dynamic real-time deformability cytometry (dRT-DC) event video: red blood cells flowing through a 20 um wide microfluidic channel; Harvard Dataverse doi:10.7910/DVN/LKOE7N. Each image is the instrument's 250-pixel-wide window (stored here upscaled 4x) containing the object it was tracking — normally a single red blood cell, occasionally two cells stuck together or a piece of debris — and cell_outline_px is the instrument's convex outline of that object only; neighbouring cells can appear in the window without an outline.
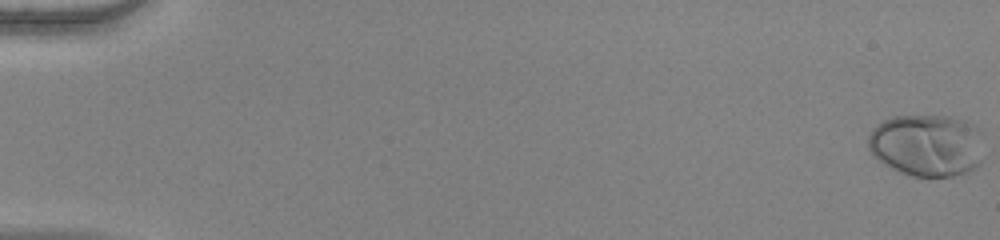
{"species": "human", "species_latin": "Homo sapiens", "temperature_condition": "warm", "stored_images_in_passage": 54, "camera_frame_rate_fps": 3000, "um_per_image_px": 0.085, "donor": {"sex": "female"}, "frame": {"image": 1, "passage_image": 1, "time_ms": 0.0, "image_size_px": [1000, 240], "cell_outline_px": [[984, 160], [980, 164], [964, 172], [952, 176], [908, 176], [884, 164], [872, 156], [868, 148], [868, 136], [876, 124], [884, 120], [896, 116], [948, 116], [964, 120], [980, 128], [984, 156]], "centroid_in_image_um": [78.79, 12.34], "position_along_channel_um": 6.2, "area_um2": 42.43}}
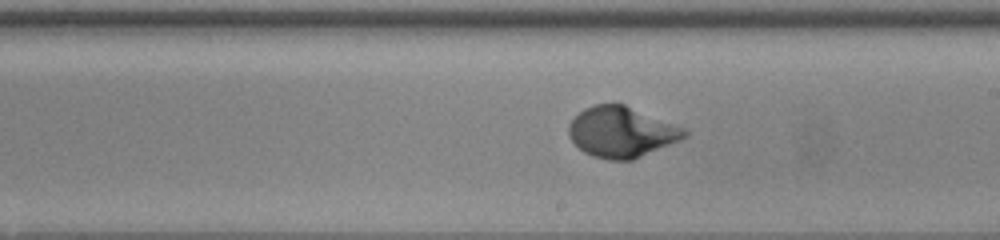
{"frame": {"image": 2, "passage_image": 33, "time_ms": 10.667, "image_size_px": [1000, 240], "cell_outline_px": [[688, 136], [680, 140], [632, 160], [608, 160], [592, 156], [584, 152], [568, 136], [568, 124], [584, 108], [592, 104], [624, 104], [688, 128]], "centroid_in_image_um": [52.86, 11.21], "position_along_channel_um": 236.1, "area_um2": 34.33}}
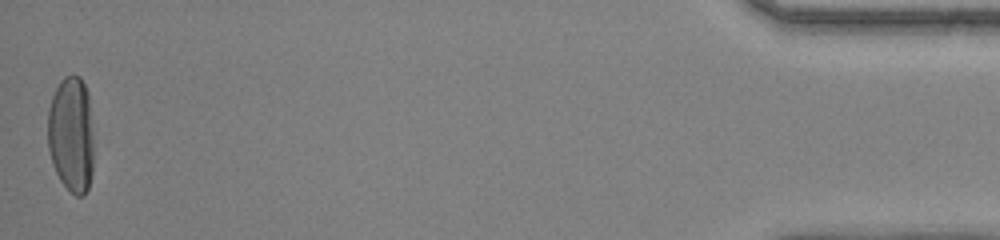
{"frame": {"image": 3, "passage_image": 54, "time_ms": 17.667, "image_size_px": [1000, 240], "cell_outline_px": [[92, 172], [88, 188], [84, 196], [76, 196], [60, 180], [52, 164], [48, 148], [48, 108], [52, 96], [60, 80], [64, 76], [72, 72], [80, 76], [88, 92], [92, 132]], "centroid_in_image_um": [6.04, 11.38], "position_along_channel_um": 429.2, "area_um2": 31.33}}